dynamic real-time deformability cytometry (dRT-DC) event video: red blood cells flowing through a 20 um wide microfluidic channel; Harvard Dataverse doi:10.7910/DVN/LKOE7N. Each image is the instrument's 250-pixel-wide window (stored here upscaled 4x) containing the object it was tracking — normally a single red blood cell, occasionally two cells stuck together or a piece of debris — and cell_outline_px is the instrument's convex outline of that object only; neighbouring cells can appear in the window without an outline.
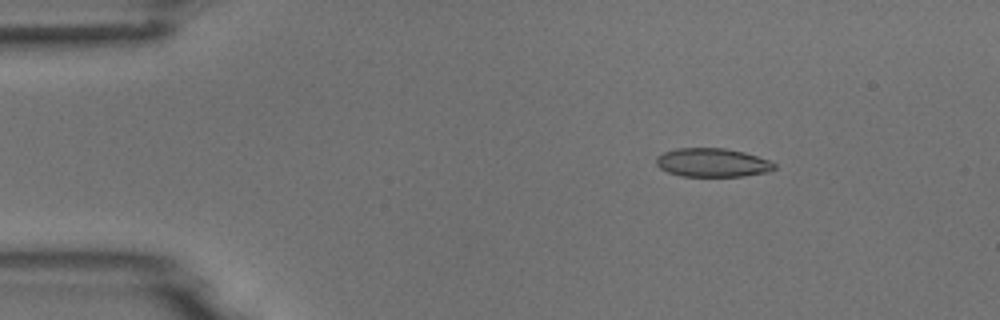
{"species": "common noctule bat (a hibernating species)", "species_latin": "Nyctalus noctula", "temperature_condition": "room temperature", "stored_images_in_passage": 4, "camera_frame_rate_fps": 3000, "um_per_image_px": 0.085, "animal": {"sex": "male", "body_mass_g": 18.8}, "frame": {"image": 1, "passage_image": 2, "time_ms": 1.333, "image_size_px": [1000, 320], "cell_outline_px": [[776, 168], [768, 172], [744, 176], [680, 176], [668, 172], [660, 168], [656, 164], [656, 156], [664, 152], [676, 148], [724, 148], [744, 152], [768, 160], [776, 164]], "centroid_in_image_um": [60.54, 13.82], "position_along_channel_um": 24.5, "area_um2": 19.77}}